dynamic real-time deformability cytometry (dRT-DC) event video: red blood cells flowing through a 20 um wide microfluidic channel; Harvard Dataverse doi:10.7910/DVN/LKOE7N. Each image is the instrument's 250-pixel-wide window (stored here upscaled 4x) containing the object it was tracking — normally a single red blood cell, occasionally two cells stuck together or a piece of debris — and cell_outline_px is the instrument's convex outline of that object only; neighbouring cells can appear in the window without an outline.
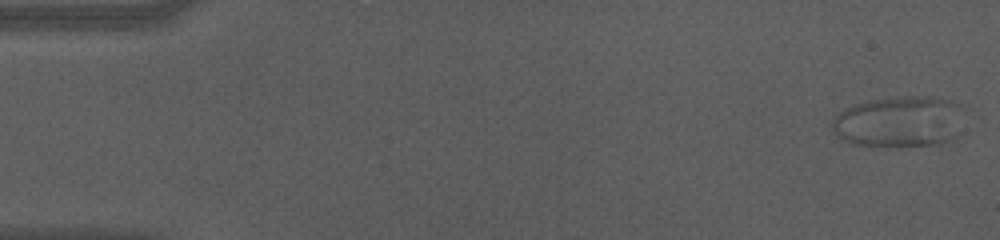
{"species": "human", "species_latin": "Homo sapiens", "temperature_condition": "cold", "stored_images_in_passage": 57, "camera_frame_rate_fps": 3000, "um_per_image_px": 0.085, "donor": {"sex": "male"}, "frame": {"image": 1, "passage_image": 1, "time_ms": 0.0, "image_size_px": [1000, 240], "cell_outline_px": [[964, 108], [956, 136], [952, 140], [936, 144], [852, 144], [836, 136], [832, 132], [832, 120], [844, 108], [868, 100], [904, 96], [936, 96], [960, 104]], "centroid_in_image_um": [76.45, 10.29], "position_along_channel_um": 8.6, "area_um2": 38.9}}
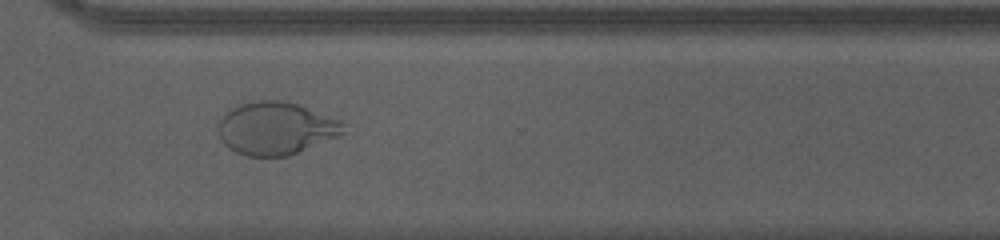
{"frame": {"image": 2, "passage_image": 42, "time_ms": 13.667, "image_size_px": [1000, 240], "cell_outline_px": [[344, 132], [336, 136], [288, 156], [248, 156], [236, 152], [228, 148], [224, 144], [220, 136], [220, 120], [232, 108], [240, 104], [256, 100], [280, 100], [296, 104], [344, 120]], "centroid_in_image_um": [23.47, 10.9], "position_along_channel_um": 347.1, "area_um2": 37.97}}
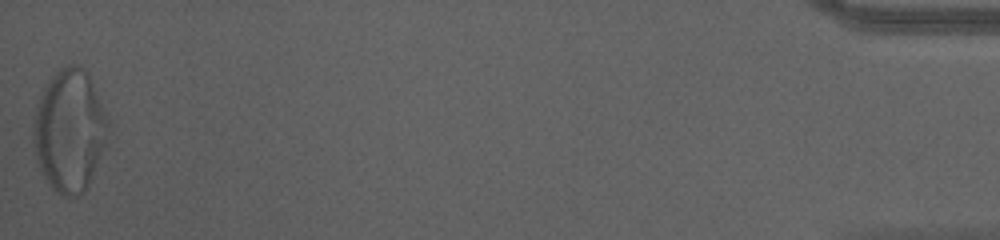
{"frame": {"image": 3, "passage_image": 57, "time_ms": 18.667, "image_size_px": [1000, 240], "cell_outline_px": [[104, 136], [100, 152], [88, 184], [76, 196], [64, 196], [52, 188], [44, 176], [36, 160], [32, 140], [32, 124], [36, 104], [48, 80], [60, 68], [68, 64], [80, 64], [88, 72], [104, 116]], "centroid_in_image_um": [5.79, 11.05], "position_along_channel_um": 429.4, "area_um2": 51.56}, "authors_computed_cell_mechanics": {"area_um2": 37.1076, "velocity_mm_per_s": 3.5455, "shape_relaxation_time_tau1_ms": 6.9648, "shape_relaxation_time_tau2_ms": 0.9174, "deformation_change_tau1": 0.264, "deformation_change_tau2": 0.0555}}